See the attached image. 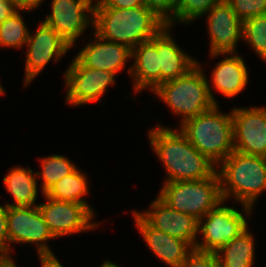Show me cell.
Returning <instances> with one entry per match:
<instances>
[{
	"label": "cell",
	"instance_id": "obj_1",
	"mask_svg": "<svg viewBox=\"0 0 266 267\" xmlns=\"http://www.w3.org/2000/svg\"><path fill=\"white\" fill-rule=\"evenodd\" d=\"M149 135L151 146L168 172L166 182L205 179L216 171L214 163L195 148L181 131L158 126Z\"/></svg>",
	"mask_w": 266,
	"mask_h": 267
},
{
	"label": "cell",
	"instance_id": "obj_2",
	"mask_svg": "<svg viewBox=\"0 0 266 267\" xmlns=\"http://www.w3.org/2000/svg\"><path fill=\"white\" fill-rule=\"evenodd\" d=\"M93 26L101 38L131 50L158 35L167 23L145 6L131 9L94 8Z\"/></svg>",
	"mask_w": 266,
	"mask_h": 267
},
{
	"label": "cell",
	"instance_id": "obj_3",
	"mask_svg": "<svg viewBox=\"0 0 266 267\" xmlns=\"http://www.w3.org/2000/svg\"><path fill=\"white\" fill-rule=\"evenodd\" d=\"M219 168L223 201L232 194L250 214L254 201L266 189V157L245 155L234 150Z\"/></svg>",
	"mask_w": 266,
	"mask_h": 267
},
{
	"label": "cell",
	"instance_id": "obj_4",
	"mask_svg": "<svg viewBox=\"0 0 266 267\" xmlns=\"http://www.w3.org/2000/svg\"><path fill=\"white\" fill-rule=\"evenodd\" d=\"M217 106L182 122L180 130L214 164L234 151L232 112L219 113Z\"/></svg>",
	"mask_w": 266,
	"mask_h": 267
},
{
	"label": "cell",
	"instance_id": "obj_5",
	"mask_svg": "<svg viewBox=\"0 0 266 267\" xmlns=\"http://www.w3.org/2000/svg\"><path fill=\"white\" fill-rule=\"evenodd\" d=\"M154 91L175 113L183 116L182 122L217 104L198 63L185 75L161 83Z\"/></svg>",
	"mask_w": 266,
	"mask_h": 267
},
{
	"label": "cell",
	"instance_id": "obj_6",
	"mask_svg": "<svg viewBox=\"0 0 266 267\" xmlns=\"http://www.w3.org/2000/svg\"><path fill=\"white\" fill-rule=\"evenodd\" d=\"M159 198L170 208L190 215L203 223V217L220 202L221 185L218 171L208 178L178 182H165Z\"/></svg>",
	"mask_w": 266,
	"mask_h": 267
},
{
	"label": "cell",
	"instance_id": "obj_7",
	"mask_svg": "<svg viewBox=\"0 0 266 267\" xmlns=\"http://www.w3.org/2000/svg\"><path fill=\"white\" fill-rule=\"evenodd\" d=\"M7 231L9 242L36 243L39 257H55L49 247L43 243L55 238L44 221L38 206L8 207Z\"/></svg>",
	"mask_w": 266,
	"mask_h": 267
},
{
	"label": "cell",
	"instance_id": "obj_8",
	"mask_svg": "<svg viewBox=\"0 0 266 267\" xmlns=\"http://www.w3.org/2000/svg\"><path fill=\"white\" fill-rule=\"evenodd\" d=\"M220 202L203 218V225L199 224L198 232L203 234L202 243L196 242L195 248L202 251L217 252L247 228L244 216L233 207L221 206Z\"/></svg>",
	"mask_w": 266,
	"mask_h": 267
},
{
	"label": "cell",
	"instance_id": "obj_9",
	"mask_svg": "<svg viewBox=\"0 0 266 267\" xmlns=\"http://www.w3.org/2000/svg\"><path fill=\"white\" fill-rule=\"evenodd\" d=\"M234 150L266 157V109L235 108L232 110Z\"/></svg>",
	"mask_w": 266,
	"mask_h": 267
},
{
	"label": "cell",
	"instance_id": "obj_10",
	"mask_svg": "<svg viewBox=\"0 0 266 267\" xmlns=\"http://www.w3.org/2000/svg\"><path fill=\"white\" fill-rule=\"evenodd\" d=\"M114 76L110 71L83 66L74 58L65 73L66 87L69 89L66 101L72 105L98 101L106 87L114 84Z\"/></svg>",
	"mask_w": 266,
	"mask_h": 267
},
{
	"label": "cell",
	"instance_id": "obj_11",
	"mask_svg": "<svg viewBox=\"0 0 266 267\" xmlns=\"http://www.w3.org/2000/svg\"><path fill=\"white\" fill-rule=\"evenodd\" d=\"M44 196L48 202L39 204L38 208L55 238L93 229L97 226L96 223L91 224L94 212L86 205L54 200L45 194Z\"/></svg>",
	"mask_w": 266,
	"mask_h": 267
},
{
	"label": "cell",
	"instance_id": "obj_12",
	"mask_svg": "<svg viewBox=\"0 0 266 267\" xmlns=\"http://www.w3.org/2000/svg\"><path fill=\"white\" fill-rule=\"evenodd\" d=\"M86 12L92 15V0H53L52 12L43 22L57 32L70 46L83 33L89 24Z\"/></svg>",
	"mask_w": 266,
	"mask_h": 267
},
{
	"label": "cell",
	"instance_id": "obj_13",
	"mask_svg": "<svg viewBox=\"0 0 266 267\" xmlns=\"http://www.w3.org/2000/svg\"><path fill=\"white\" fill-rule=\"evenodd\" d=\"M26 58L25 85L29 83L53 58L55 61L71 47L57 32L43 22L34 36L28 37Z\"/></svg>",
	"mask_w": 266,
	"mask_h": 267
},
{
	"label": "cell",
	"instance_id": "obj_14",
	"mask_svg": "<svg viewBox=\"0 0 266 267\" xmlns=\"http://www.w3.org/2000/svg\"><path fill=\"white\" fill-rule=\"evenodd\" d=\"M208 12L211 56L233 53L236 43L242 37L243 22L225 0Z\"/></svg>",
	"mask_w": 266,
	"mask_h": 267
},
{
	"label": "cell",
	"instance_id": "obj_15",
	"mask_svg": "<svg viewBox=\"0 0 266 267\" xmlns=\"http://www.w3.org/2000/svg\"><path fill=\"white\" fill-rule=\"evenodd\" d=\"M153 210L140 215L153 227L162 232L187 241L192 248L196 245L199 221L187 214L170 208L159 197L150 206Z\"/></svg>",
	"mask_w": 266,
	"mask_h": 267
},
{
	"label": "cell",
	"instance_id": "obj_16",
	"mask_svg": "<svg viewBox=\"0 0 266 267\" xmlns=\"http://www.w3.org/2000/svg\"><path fill=\"white\" fill-rule=\"evenodd\" d=\"M133 212L136 225L153 253L170 267H182L192 246L183 239L153 228L140 213Z\"/></svg>",
	"mask_w": 266,
	"mask_h": 267
},
{
	"label": "cell",
	"instance_id": "obj_17",
	"mask_svg": "<svg viewBox=\"0 0 266 267\" xmlns=\"http://www.w3.org/2000/svg\"><path fill=\"white\" fill-rule=\"evenodd\" d=\"M96 36L97 40L84 47L76 59L83 66L116 74L123 69L126 59L131 58L132 50L124 44L105 40L95 33Z\"/></svg>",
	"mask_w": 266,
	"mask_h": 267
},
{
	"label": "cell",
	"instance_id": "obj_18",
	"mask_svg": "<svg viewBox=\"0 0 266 267\" xmlns=\"http://www.w3.org/2000/svg\"><path fill=\"white\" fill-rule=\"evenodd\" d=\"M135 63L128 70L135 78V91L151 87L154 91L161 84V67L157 53V35L132 49ZM136 57V58H135Z\"/></svg>",
	"mask_w": 266,
	"mask_h": 267
},
{
	"label": "cell",
	"instance_id": "obj_19",
	"mask_svg": "<svg viewBox=\"0 0 266 267\" xmlns=\"http://www.w3.org/2000/svg\"><path fill=\"white\" fill-rule=\"evenodd\" d=\"M166 26L157 35V53L161 67V83L167 82L185 75L197 62L187 56L167 33Z\"/></svg>",
	"mask_w": 266,
	"mask_h": 267
},
{
	"label": "cell",
	"instance_id": "obj_20",
	"mask_svg": "<svg viewBox=\"0 0 266 267\" xmlns=\"http://www.w3.org/2000/svg\"><path fill=\"white\" fill-rule=\"evenodd\" d=\"M212 81L217 91L226 97H233L241 92L248 82L243 58L233 55L218 62L213 70Z\"/></svg>",
	"mask_w": 266,
	"mask_h": 267
},
{
	"label": "cell",
	"instance_id": "obj_21",
	"mask_svg": "<svg viewBox=\"0 0 266 267\" xmlns=\"http://www.w3.org/2000/svg\"><path fill=\"white\" fill-rule=\"evenodd\" d=\"M31 169L16 167L3 179L7 192L14 197V204L7 207L33 206L37 197V181Z\"/></svg>",
	"mask_w": 266,
	"mask_h": 267
},
{
	"label": "cell",
	"instance_id": "obj_22",
	"mask_svg": "<svg viewBox=\"0 0 266 267\" xmlns=\"http://www.w3.org/2000/svg\"><path fill=\"white\" fill-rule=\"evenodd\" d=\"M247 230L246 228L216 252L219 267H252L255 255L254 242ZM221 252L224 253L223 258Z\"/></svg>",
	"mask_w": 266,
	"mask_h": 267
},
{
	"label": "cell",
	"instance_id": "obj_23",
	"mask_svg": "<svg viewBox=\"0 0 266 267\" xmlns=\"http://www.w3.org/2000/svg\"><path fill=\"white\" fill-rule=\"evenodd\" d=\"M88 193L86 177L78 169L53 184L44 194L54 200L74 202L86 205L92 212L88 203L82 198Z\"/></svg>",
	"mask_w": 266,
	"mask_h": 267
},
{
	"label": "cell",
	"instance_id": "obj_24",
	"mask_svg": "<svg viewBox=\"0 0 266 267\" xmlns=\"http://www.w3.org/2000/svg\"><path fill=\"white\" fill-rule=\"evenodd\" d=\"M75 169V165L61 155H52L42 159V193L44 194L53 184L72 173Z\"/></svg>",
	"mask_w": 266,
	"mask_h": 267
},
{
	"label": "cell",
	"instance_id": "obj_25",
	"mask_svg": "<svg viewBox=\"0 0 266 267\" xmlns=\"http://www.w3.org/2000/svg\"><path fill=\"white\" fill-rule=\"evenodd\" d=\"M18 12L0 24V45L21 48L27 43L29 32Z\"/></svg>",
	"mask_w": 266,
	"mask_h": 267
},
{
	"label": "cell",
	"instance_id": "obj_26",
	"mask_svg": "<svg viewBox=\"0 0 266 267\" xmlns=\"http://www.w3.org/2000/svg\"><path fill=\"white\" fill-rule=\"evenodd\" d=\"M242 38L266 61V15L243 21Z\"/></svg>",
	"mask_w": 266,
	"mask_h": 267
},
{
	"label": "cell",
	"instance_id": "obj_27",
	"mask_svg": "<svg viewBox=\"0 0 266 267\" xmlns=\"http://www.w3.org/2000/svg\"><path fill=\"white\" fill-rule=\"evenodd\" d=\"M224 0H178L175 16L167 23L171 26L176 19L188 23L189 21L202 16L210 11L215 5L222 3Z\"/></svg>",
	"mask_w": 266,
	"mask_h": 267
},
{
	"label": "cell",
	"instance_id": "obj_28",
	"mask_svg": "<svg viewBox=\"0 0 266 267\" xmlns=\"http://www.w3.org/2000/svg\"><path fill=\"white\" fill-rule=\"evenodd\" d=\"M240 21L266 15V0H225Z\"/></svg>",
	"mask_w": 266,
	"mask_h": 267
},
{
	"label": "cell",
	"instance_id": "obj_29",
	"mask_svg": "<svg viewBox=\"0 0 266 267\" xmlns=\"http://www.w3.org/2000/svg\"><path fill=\"white\" fill-rule=\"evenodd\" d=\"M182 267H219L215 252L193 248L188 253Z\"/></svg>",
	"mask_w": 266,
	"mask_h": 267
},
{
	"label": "cell",
	"instance_id": "obj_30",
	"mask_svg": "<svg viewBox=\"0 0 266 267\" xmlns=\"http://www.w3.org/2000/svg\"><path fill=\"white\" fill-rule=\"evenodd\" d=\"M143 4L168 23L175 16L178 0H143Z\"/></svg>",
	"mask_w": 266,
	"mask_h": 267
},
{
	"label": "cell",
	"instance_id": "obj_31",
	"mask_svg": "<svg viewBox=\"0 0 266 267\" xmlns=\"http://www.w3.org/2000/svg\"><path fill=\"white\" fill-rule=\"evenodd\" d=\"M7 206H0V256H8L10 246L7 231ZM7 241V243H6Z\"/></svg>",
	"mask_w": 266,
	"mask_h": 267
},
{
	"label": "cell",
	"instance_id": "obj_32",
	"mask_svg": "<svg viewBox=\"0 0 266 267\" xmlns=\"http://www.w3.org/2000/svg\"><path fill=\"white\" fill-rule=\"evenodd\" d=\"M144 6L143 0H99L94 8L131 9Z\"/></svg>",
	"mask_w": 266,
	"mask_h": 267
},
{
	"label": "cell",
	"instance_id": "obj_33",
	"mask_svg": "<svg viewBox=\"0 0 266 267\" xmlns=\"http://www.w3.org/2000/svg\"><path fill=\"white\" fill-rule=\"evenodd\" d=\"M18 10L19 9L15 6L12 0H0V24Z\"/></svg>",
	"mask_w": 266,
	"mask_h": 267
},
{
	"label": "cell",
	"instance_id": "obj_34",
	"mask_svg": "<svg viewBox=\"0 0 266 267\" xmlns=\"http://www.w3.org/2000/svg\"><path fill=\"white\" fill-rule=\"evenodd\" d=\"M43 0H12L19 10H32L37 7Z\"/></svg>",
	"mask_w": 266,
	"mask_h": 267
},
{
	"label": "cell",
	"instance_id": "obj_35",
	"mask_svg": "<svg viewBox=\"0 0 266 267\" xmlns=\"http://www.w3.org/2000/svg\"><path fill=\"white\" fill-rule=\"evenodd\" d=\"M42 267H63L56 257L40 258Z\"/></svg>",
	"mask_w": 266,
	"mask_h": 267
},
{
	"label": "cell",
	"instance_id": "obj_36",
	"mask_svg": "<svg viewBox=\"0 0 266 267\" xmlns=\"http://www.w3.org/2000/svg\"><path fill=\"white\" fill-rule=\"evenodd\" d=\"M0 267H17L10 256H0Z\"/></svg>",
	"mask_w": 266,
	"mask_h": 267
},
{
	"label": "cell",
	"instance_id": "obj_37",
	"mask_svg": "<svg viewBox=\"0 0 266 267\" xmlns=\"http://www.w3.org/2000/svg\"><path fill=\"white\" fill-rule=\"evenodd\" d=\"M101 267H119L118 265L112 263L111 261H106L104 264H102Z\"/></svg>",
	"mask_w": 266,
	"mask_h": 267
},
{
	"label": "cell",
	"instance_id": "obj_38",
	"mask_svg": "<svg viewBox=\"0 0 266 267\" xmlns=\"http://www.w3.org/2000/svg\"><path fill=\"white\" fill-rule=\"evenodd\" d=\"M4 93V89L2 88L1 84H0V94Z\"/></svg>",
	"mask_w": 266,
	"mask_h": 267
}]
</instances>
